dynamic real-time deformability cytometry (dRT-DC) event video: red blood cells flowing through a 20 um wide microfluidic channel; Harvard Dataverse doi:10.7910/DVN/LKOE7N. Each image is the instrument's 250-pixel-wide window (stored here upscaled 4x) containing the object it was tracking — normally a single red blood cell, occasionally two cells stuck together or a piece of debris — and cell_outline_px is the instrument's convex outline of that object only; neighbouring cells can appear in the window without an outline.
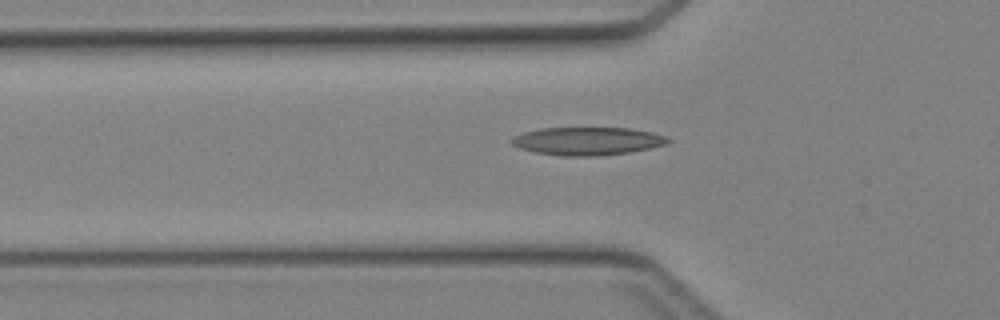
{"species": "Egyptian fruit bat (a non-hibernating species)", "species_latin": "Rousettus aegyptiacus", "temperature_condition": "cold", "stored_images_in_passage": 20, "camera_frame_rate_fps": 3000, "um_per_image_px": 0.085, "animal": {"sex": "female"}, "frame": {"image": 1, "passage_image": 4, "time_ms": 1.0, "image_size_px": [1000, 320], "cell_outline_px": [[672, 140], [664, 144], [648, 148], [628, 152], [600, 156], [560, 156], [536, 152], [520, 148], [512, 144], [512, 140], [516, 136], [524, 132], [540, 128], [632, 128], [652, 132], [664, 136]], "centroid_in_image_um": [49.94, 11.99], "position_along_channel_um": 75.9, "area_um2": 25.26}}
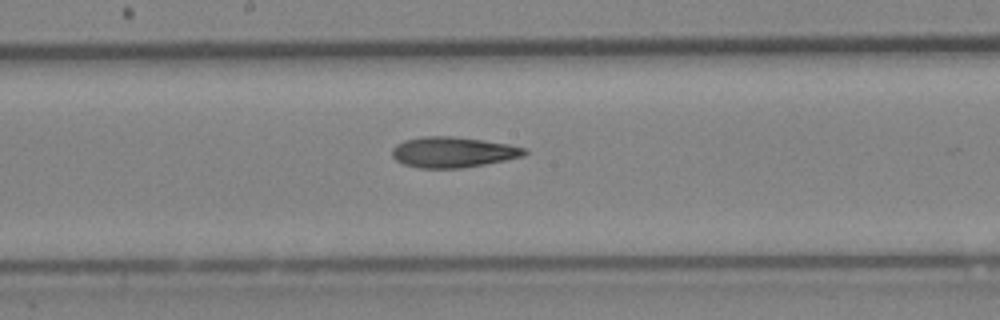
{"frame": {"image": 2, "passage_image": 13, "time_ms": 4.0, "image_size_px": [1000, 320], "cell_outline_px": [[528, 152], [524, 156], [484, 164], [460, 168], [416, 168], [404, 164], [396, 160], [392, 156], [392, 148], [396, 144], [404, 140], [424, 136], [452, 136], [484, 140], [508, 144], [528, 148]], "centroid_in_image_um": [38.5, 12.93], "position_along_channel_um": 209.7, "area_um2": 23.7}}
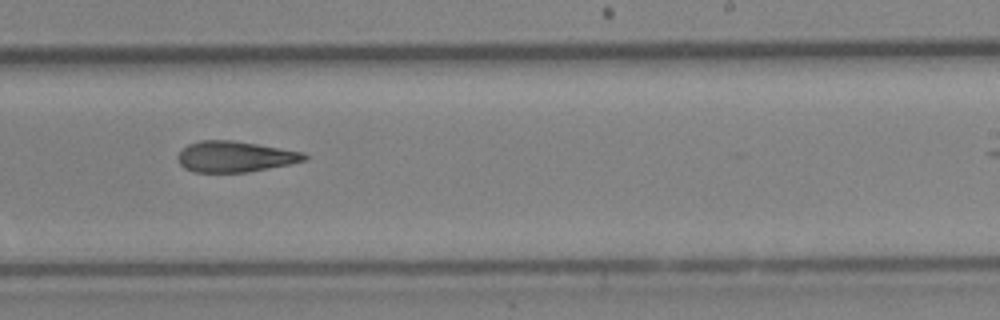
{"frame": {"image": 3, "passage_image": 17, "time_ms": 5.333, "image_size_px": [1000, 320], "cell_outline_px": [[308, 160], [248, 172], [192, 172], [184, 168], [176, 160], [176, 156], [188, 144], [200, 140], [232, 140], [304, 152], [308, 156]], "centroid_in_image_um": [19.95, 13.31], "position_along_channel_um": 269.1, "area_um2": 22.77}}